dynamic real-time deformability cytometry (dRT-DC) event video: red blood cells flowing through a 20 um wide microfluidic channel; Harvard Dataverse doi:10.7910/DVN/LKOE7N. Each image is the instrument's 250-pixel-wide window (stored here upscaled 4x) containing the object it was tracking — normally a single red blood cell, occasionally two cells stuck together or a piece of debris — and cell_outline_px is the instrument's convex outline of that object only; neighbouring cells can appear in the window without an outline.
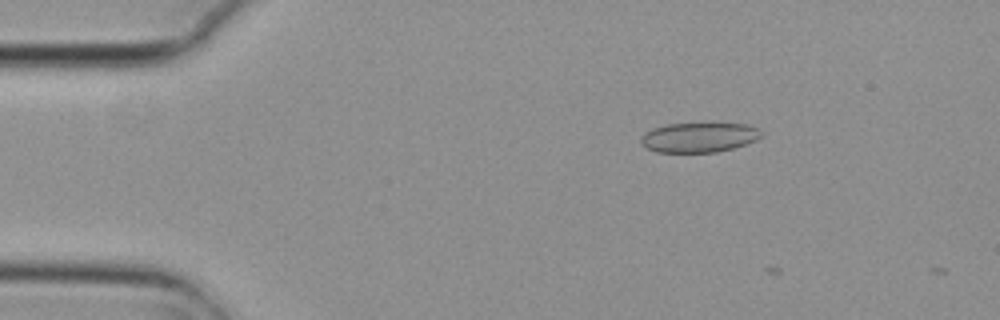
{"species": "common noctule bat (a hibernating species)", "species_latin": "Nyctalus noctula", "temperature_condition": "cold", "stored_images_in_passage": 4, "camera_frame_rate_fps": 3000, "um_per_image_px": 0.085, "animal": {"sex": "female", "body_mass_g": 29.2, "forearm_length_mm": 56.3}, "frame": {"image": 1, "passage_image": 2, "time_ms": 0.333, "image_size_px": [1000, 320], "cell_outline_px": [[764, 136], [756, 140], [732, 148], [716, 152], [656, 152], [648, 148], [640, 140], [640, 136], [644, 132], [652, 128], [664, 124], [748, 124], [764, 132]], "centroid_in_image_um": [59.41, 11.67], "position_along_channel_um": 25.6, "area_um2": 20.81}}